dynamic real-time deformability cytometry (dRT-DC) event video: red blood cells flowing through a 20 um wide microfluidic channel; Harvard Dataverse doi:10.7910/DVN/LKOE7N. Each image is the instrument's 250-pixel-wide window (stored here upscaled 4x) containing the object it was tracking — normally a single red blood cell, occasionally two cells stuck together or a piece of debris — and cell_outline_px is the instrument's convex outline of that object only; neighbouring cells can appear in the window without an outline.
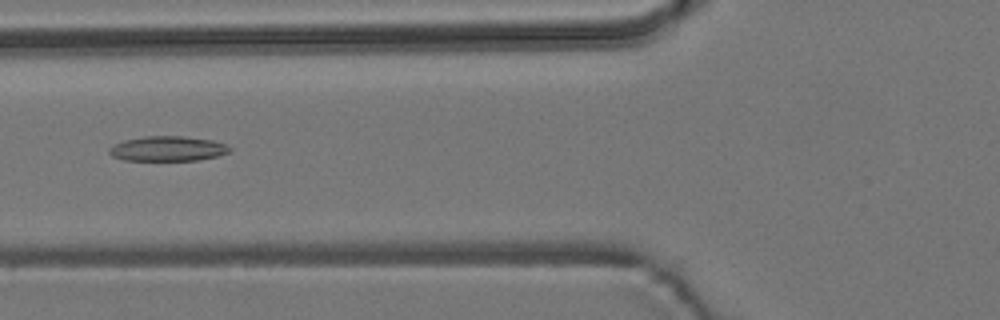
{"species": "common noctule bat (a hibernating species)", "species_latin": "Nyctalus noctula", "temperature_condition": "room temperature", "stored_images_in_passage": 42, "camera_frame_rate_fps": 3000, "um_per_image_px": 0.085, "animal": {"sex": "male", "body_mass_g": 19.2, "forearm_length_mm": 51.8}, "frame": {"image": 1, "passage_image": 12, "time_ms": 3.667, "image_size_px": [1000, 320], "cell_outline_px": [[232, 148], [228, 152], [216, 156], [200, 160], [124, 160], [112, 156], [108, 152], [108, 148], [124, 140], [144, 136], [184, 136], [212, 140], [228, 144]], "centroid_in_image_um": [14.27, 12.63], "position_along_channel_um": 111.5, "area_um2": 17.51}}
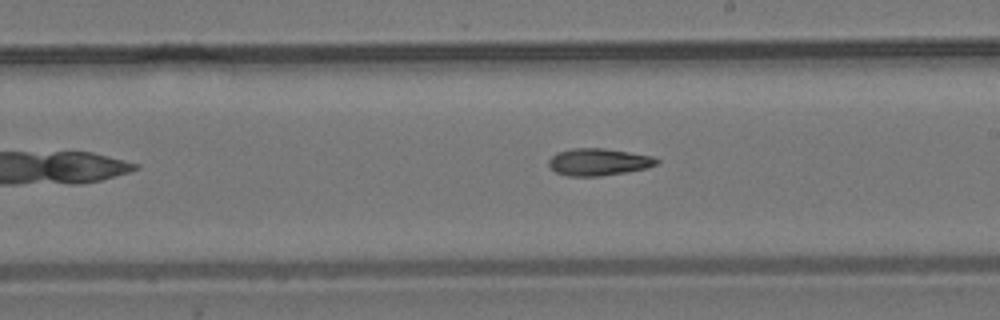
{"frame": {"image": 2, "passage_image": 22, "time_ms": 7.0, "image_size_px": [1000, 320], "cell_outline_px": [[660, 160], [656, 164], [648, 168], [600, 176], [568, 176], [556, 172], [548, 164], [548, 160], [556, 152], [572, 148], [604, 148], [652, 156]], "centroid_in_image_um": [50.85, 13.76], "position_along_channel_um": 238.1, "area_um2": 16.99}}
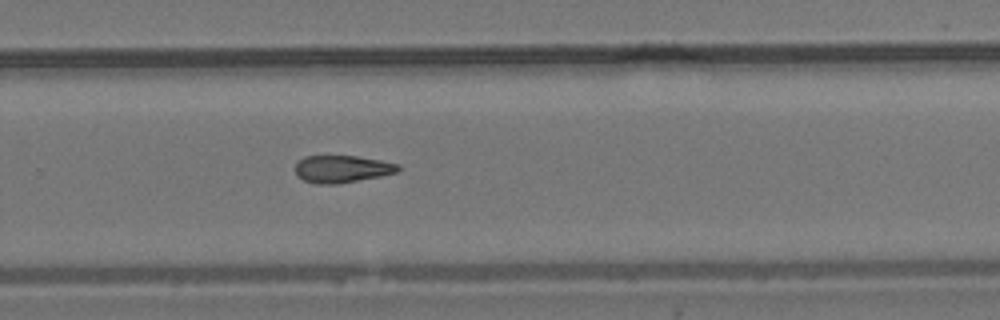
{"frame": {"image": 3, "passage_image": 27, "time_ms": 8.667, "image_size_px": [1000, 320], "cell_outline_px": [[404, 168], [396, 172], [380, 176], [336, 184], [316, 184], [304, 180], [296, 176], [296, 164], [304, 156], [356, 156], [380, 160], [400, 164]], "centroid_in_image_um": [29.09, 14.36], "position_along_channel_um": 300.7, "area_um2": 16.36}}